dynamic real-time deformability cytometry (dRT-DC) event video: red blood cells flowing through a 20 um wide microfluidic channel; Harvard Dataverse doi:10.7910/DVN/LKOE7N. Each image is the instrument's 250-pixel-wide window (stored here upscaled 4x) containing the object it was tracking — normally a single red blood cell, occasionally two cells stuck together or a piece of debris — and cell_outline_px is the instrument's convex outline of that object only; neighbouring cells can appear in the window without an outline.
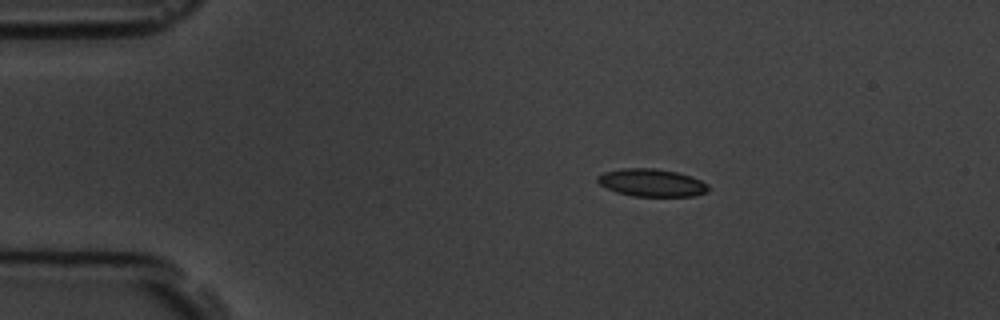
{"species": "common noctule bat (a hibernating species)", "species_latin": "Nyctalus noctula", "temperature_condition": "room temperature", "stored_images_in_passage": 5, "camera_frame_rate_fps": 3000, "um_per_image_px": 0.085, "animal": {"sex": "male", "body_mass_g": 19.5, "forearm_length_mm": 54.6}, "frame": {"image": 1, "passage_image": 2, "time_ms": 1.333, "image_size_px": [1000, 320], "cell_outline_px": [[708, 192], [692, 196], [632, 196], [616, 192], [600, 184], [596, 180], [596, 176], [604, 172], [624, 168], [656, 168], [676, 172], [700, 180], [708, 184]], "centroid_in_image_um": [55.37, 15.53], "position_along_channel_um": 29.6, "area_um2": 17.74}}
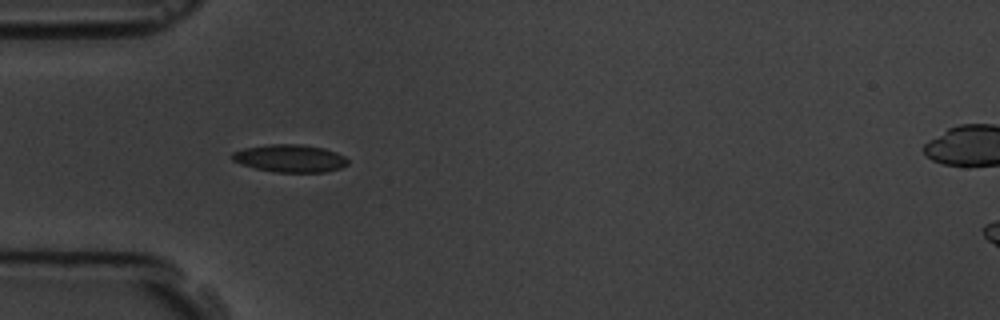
{"frame": {"image": 2, "passage_image": 4, "time_ms": 3.667, "image_size_px": [1000, 320], "cell_outline_px": [[348, 164], [340, 168], [324, 172], [276, 172], [256, 168], [240, 164], [232, 160], [232, 152], [244, 148], [268, 144], [300, 144], [324, 148], [336, 152], [344, 156], [348, 160]], "centroid_in_image_um": [24.64, 13.45], "position_along_channel_um": 60.4, "area_um2": 18.61}}
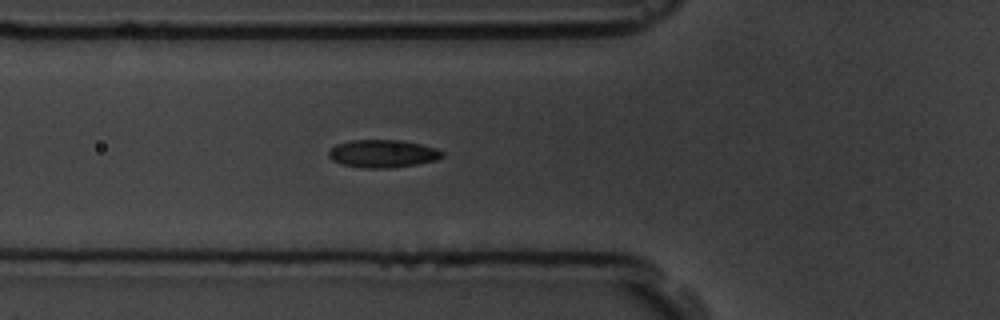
{"frame": {"image": 3, "passage_image": 5, "time_ms": 4.667, "image_size_px": [1000, 320], "cell_outline_px": [[444, 156], [436, 160], [416, 164], [392, 168], [364, 168], [340, 164], [332, 160], [328, 156], [328, 152], [336, 144], [352, 140], [400, 140], [420, 144], [436, 148], [444, 152]], "centroid_in_image_um": [32.53, 13.06], "position_along_channel_um": 93.3, "area_um2": 18.44}}